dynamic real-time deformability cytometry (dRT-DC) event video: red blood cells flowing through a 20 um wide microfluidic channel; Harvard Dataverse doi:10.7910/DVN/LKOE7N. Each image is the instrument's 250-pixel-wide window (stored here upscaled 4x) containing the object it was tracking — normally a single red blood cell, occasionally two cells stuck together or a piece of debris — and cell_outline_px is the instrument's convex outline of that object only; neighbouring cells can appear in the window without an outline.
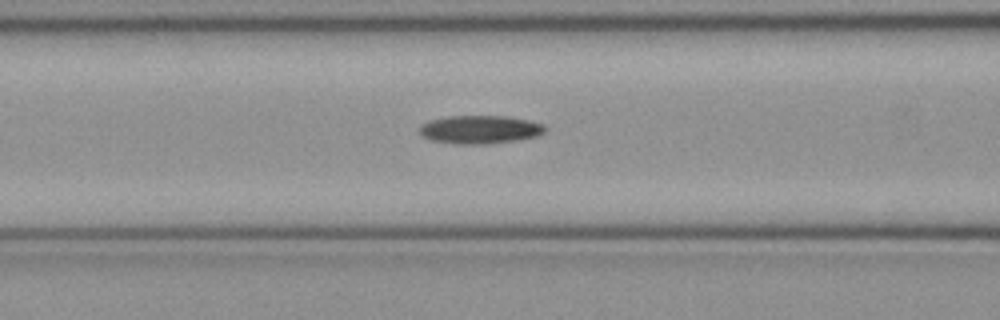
{"species": "common noctule bat (a hibernating species)", "species_latin": "Nyctalus noctula", "temperature_condition": "cold", "stored_images_in_passage": 37, "camera_frame_rate_fps": 3000, "um_per_image_px": 0.085, "animal": {"sex": "female", "body_mass_g": 21.9}, "frame": {"image": 1, "passage_image": 6, "time_ms": 1.667, "image_size_px": [1000, 320], "cell_outline_px": [[548, 128], [544, 132], [536, 136], [516, 140], [488, 144], [456, 144], [432, 140], [424, 136], [420, 132], [420, 124], [428, 120], [448, 116], [508, 116], [528, 120], [544, 124]], "centroid_in_image_um": [40.81, 11.0], "position_along_channel_um": 125.8, "area_um2": 20.75}}
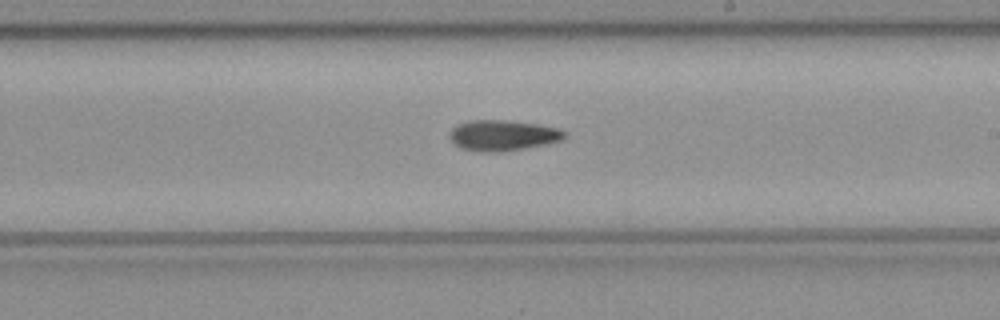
{"frame": {"image": 2, "passage_image": 15, "time_ms": 4.667, "image_size_px": [1000, 320], "cell_outline_px": [[568, 136], [560, 140], [544, 144], [524, 148], [496, 152], [480, 152], [464, 148], [456, 144], [448, 136], [448, 132], [456, 124], [468, 120], [504, 120], [540, 124], [560, 128], [568, 132]], "centroid_in_image_um": [42.75, 11.48], "position_along_channel_um": 246.2, "area_um2": 20.63}}
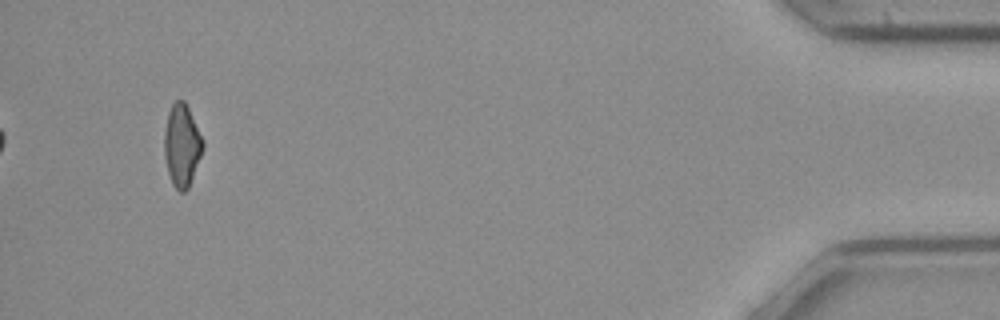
{"frame": {"image": 3, "passage_image": 34, "time_ms": 11.0, "image_size_px": [1000, 320], "cell_outline_px": [[204, 144], [200, 156], [188, 188], [184, 192], [180, 192], [172, 184], [168, 172], [164, 156], [164, 132], [168, 112], [172, 104], [176, 100], [184, 100], [204, 140]], "centroid_in_image_um": [15.44, 12.34], "position_along_channel_um": 419.8, "area_um2": 18.32}, "authors_computed_cell_mechanics": {"area_um2": 19.5364, "velocity_mm_per_s": 4.0148, "shape_relaxation_time_tau1_ms": 5.8642, "shape_relaxation_time_tau2_ms": null, "deformation_change_tau1": 0.1682, "deformation_change_tau2": null}}